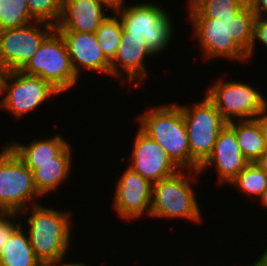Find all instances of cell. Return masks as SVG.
I'll list each match as a JSON object with an SVG mask.
<instances>
[{
	"mask_svg": "<svg viewBox=\"0 0 267 266\" xmlns=\"http://www.w3.org/2000/svg\"><path fill=\"white\" fill-rule=\"evenodd\" d=\"M192 23V37L198 41L202 59L217 58L248 62L253 43L255 15L249 2L235 17L188 18Z\"/></svg>",
	"mask_w": 267,
	"mask_h": 266,
	"instance_id": "cell-1",
	"label": "cell"
},
{
	"mask_svg": "<svg viewBox=\"0 0 267 266\" xmlns=\"http://www.w3.org/2000/svg\"><path fill=\"white\" fill-rule=\"evenodd\" d=\"M71 214L70 210L49 208L41 202L20 213L22 219L26 217V231L30 244L42 264L67 257L69 248L73 246Z\"/></svg>",
	"mask_w": 267,
	"mask_h": 266,
	"instance_id": "cell-2",
	"label": "cell"
},
{
	"mask_svg": "<svg viewBox=\"0 0 267 266\" xmlns=\"http://www.w3.org/2000/svg\"><path fill=\"white\" fill-rule=\"evenodd\" d=\"M139 128L165 149L181 170H191V152L181 108L176 103L153 106L135 117Z\"/></svg>",
	"mask_w": 267,
	"mask_h": 266,
	"instance_id": "cell-3",
	"label": "cell"
},
{
	"mask_svg": "<svg viewBox=\"0 0 267 266\" xmlns=\"http://www.w3.org/2000/svg\"><path fill=\"white\" fill-rule=\"evenodd\" d=\"M199 175L198 171L180 170L177 174L154 183L150 218H180L197 224L204 221V212H201L193 187V182L198 180Z\"/></svg>",
	"mask_w": 267,
	"mask_h": 266,
	"instance_id": "cell-4",
	"label": "cell"
},
{
	"mask_svg": "<svg viewBox=\"0 0 267 266\" xmlns=\"http://www.w3.org/2000/svg\"><path fill=\"white\" fill-rule=\"evenodd\" d=\"M127 5L123 3L115 11L121 20L122 29L128 35L144 37L146 47L154 56L162 54L172 43L176 32L166 8L148 0Z\"/></svg>",
	"mask_w": 267,
	"mask_h": 266,
	"instance_id": "cell-5",
	"label": "cell"
},
{
	"mask_svg": "<svg viewBox=\"0 0 267 266\" xmlns=\"http://www.w3.org/2000/svg\"><path fill=\"white\" fill-rule=\"evenodd\" d=\"M41 197L32 170L4 144L0 149V212L21 213Z\"/></svg>",
	"mask_w": 267,
	"mask_h": 266,
	"instance_id": "cell-6",
	"label": "cell"
},
{
	"mask_svg": "<svg viewBox=\"0 0 267 266\" xmlns=\"http://www.w3.org/2000/svg\"><path fill=\"white\" fill-rule=\"evenodd\" d=\"M177 105L182 110L186 124L191 152V170L198 171L211 155L219 132L227 122L206 95L200 102Z\"/></svg>",
	"mask_w": 267,
	"mask_h": 266,
	"instance_id": "cell-7",
	"label": "cell"
},
{
	"mask_svg": "<svg viewBox=\"0 0 267 266\" xmlns=\"http://www.w3.org/2000/svg\"><path fill=\"white\" fill-rule=\"evenodd\" d=\"M209 86L205 95L227 123L256 119L267 108V97L249 82L223 80L222 76Z\"/></svg>",
	"mask_w": 267,
	"mask_h": 266,
	"instance_id": "cell-8",
	"label": "cell"
},
{
	"mask_svg": "<svg viewBox=\"0 0 267 266\" xmlns=\"http://www.w3.org/2000/svg\"><path fill=\"white\" fill-rule=\"evenodd\" d=\"M20 71L41 77L61 94L77 86L80 79L76 76L66 43L56 29Z\"/></svg>",
	"mask_w": 267,
	"mask_h": 266,
	"instance_id": "cell-9",
	"label": "cell"
},
{
	"mask_svg": "<svg viewBox=\"0 0 267 266\" xmlns=\"http://www.w3.org/2000/svg\"><path fill=\"white\" fill-rule=\"evenodd\" d=\"M60 94L39 76L28 75L20 70L10 71L5 73L3 79L0 108L19 120L39 109L49 98Z\"/></svg>",
	"mask_w": 267,
	"mask_h": 266,
	"instance_id": "cell-10",
	"label": "cell"
},
{
	"mask_svg": "<svg viewBox=\"0 0 267 266\" xmlns=\"http://www.w3.org/2000/svg\"><path fill=\"white\" fill-rule=\"evenodd\" d=\"M54 30L49 23L35 21L0 31V63L6 72L21 70Z\"/></svg>",
	"mask_w": 267,
	"mask_h": 266,
	"instance_id": "cell-11",
	"label": "cell"
},
{
	"mask_svg": "<svg viewBox=\"0 0 267 266\" xmlns=\"http://www.w3.org/2000/svg\"><path fill=\"white\" fill-rule=\"evenodd\" d=\"M124 170L115 183L112 209L123 221L150 217L153 184L128 166Z\"/></svg>",
	"mask_w": 267,
	"mask_h": 266,
	"instance_id": "cell-12",
	"label": "cell"
},
{
	"mask_svg": "<svg viewBox=\"0 0 267 266\" xmlns=\"http://www.w3.org/2000/svg\"><path fill=\"white\" fill-rule=\"evenodd\" d=\"M137 130L127 166L152 184L177 174L181 169L166 154L165 149L139 127Z\"/></svg>",
	"mask_w": 267,
	"mask_h": 266,
	"instance_id": "cell-13",
	"label": "cell"
},
{
	"mask_svg": "<svg viewBox=\"0 0 267 266\" xmlns=\"http://www.w3.org/2000/svg\"><path fill=\"white\" fill-rule=\"evenodd\" d=\"M152 56L155 57L146 47L144 37L128 35L122 29L117 54L110 62V77L118 79L123 83L121 85L129 83L128 86L133 84L137 88V85L145 83V78L153 75L149 74L146 66V59Z\"/></svg>",
	"mask_w": 267,
	"mask_h": 266,
	"instance_id": "cell-14",
	"label": "cell"
},
{
	"mask_svg": "<svg viewBox=\"0 0 267 266\" xmlns=\"http://www.w3.org/2000/svg\"><path fill=\"white\" fill-rule=\"evenodd\" d=\"M248 163L241 152L235 132L226 124L219 132L211 155L199 167L198 172L204 174L203 172L214 167L218 174L217 184L222 187L229 185Z\"/></svg>",
	"mask_w": 267,
	"mask_h": 266,
	"instance_id": "cell-15",
	"label": "cell"
},
{
	"mask_svg": "<svg viewBox=\"0 0 267 266\" xmlns=\"http://www.w3.org/2000/svg\"><path fill=\"white\" fill-rule=\"evenodd\" d=\"M59 33L66 43L71 63L78 78L83 71L110 76V61L99 47L95 33Z\"/></svg>",
	"mask_w": 267,
	"mask_h": 266,
	"instance_id": "cell-16",
	"label": "cell"
},
{
	"mask_svg": "<svg viewBox=\"0 0 267 266\" xmlns=\"http://www.w3.org/2000/svg\"><path fill=\"white\" fill-rule=\"evenodd\" d=\"M107 8L95 0H63L58 32L95 33L107 18Z\"/></svg>",
	"mask_w": 267,
	"mask_h": 266,
	"instance_id": "cell-17",
	"label": "cell"
},
{
	"mask_svg": "<svg viewBox=\"0 0 267 266\" xmlns=\"http://www.w3.org/2000/svg\"><path fill=\"white\" fill-rule=\"evenodd\" d=\"M73 150L68 144L57 156L56 162L25 163L33 172L34 184L43 196L57 192L62 183L69 180L73 165ZM61 184V185H60Z\"/></svg>",
	"mask_w": 267,
	"mask_h": 266,
	"instance_id": "cell-18",
	"label": "cell"
},
{
	"mask_svg": "<svg viewBox=\"0 0 267 266\" xmlns=\"http://www.w3.org/2000/svg\"><path fill=\"white\" fill-rule=\"evenodd\" d=\"M24 163L56 162V156L69 144L59 133L48 138H35L27 145L14 140L7 143Z\"/></svg>",
	"mask_w": 267,
	"mask_h": 266,
	"instance_id": "cell-19",
	"label": "cell"
},
{
	"mask_svg": "<svg viewBox=\"0 0 267 266\" xmlns=\"http://www.w3.org/2000/svg\"><path fill=\"white\" fill-rule=\"evenodd\" d=\"M22 224L11 234L0 254V266H42Z\"/></svg>",
	"mask_w": 267,
	"mask_h": 266,
	"instance_id": "cell-20",
	"label": "cell"
},
{
	"mask_svg": "<svg viewBox=\"0 0 267 266\" xmlns=\"http://www.w3.org/2000/svg\"><path fill=\"white\" fill-rule=\"evenodd\" d=\"M227 125L235 132L241 152L249 163L255 162L267 149L259 116L256 119L231 121Z\"/></svg>",
	"mask_w": 267,
	"mask_h": 266,
	"instance_id": "cell-21",
	"label": "cell"
},
{
	"mask_svg": "<svg viewBox=\"0 0 267 266\" xmlns=\"http://www.w3.org/2000/svg\"><path fill=\"white\" fill-rule=\"evenodd\" d=\"M248 0H187L188 18L235 17Z\"/></svg>",
	"mask_w": 267,
	"mask_h": 266,
	"instance_id": "cell-22",
	"label": "cell"
},
{
	"mask_svg": "<svg viewBox=\"0 0 267 266\" xmlns=\"http://www.w3.org/2000/svg\"><path fill=\"white\" fill-rule=\"evenodd\" d=\"M240 194L259 199L267 187V174L256 164L248 163L247 166L229 183Z\"/></svg>",
	"mask_w": 267,
	"mask_h": 266,
	"instance_id": "cell-23",
	"label": "cell"
},
{
	"mask_svg": "<svg viewBox=\"0 0 267 266\" xmlns=\"http://www.w3.org/2000/svg\"><path fill=\"white\" fill-rule=\"evenodd\" d=\"M110 14H108L107 18L101 23L95 34L99 47L105 57L111 62L117 54L121 42L123 26L115 12L113 14L110 12Z\"/></svg>",
	"mask_w": 267,
	"mask_h": 266,
	"instance_id": "cell-24",
	"label": "cell"
},
{
	"mask_svg": "<svg viewBox=\"0 0 267 266\" xmlns=\"http://www.w3.org/2000/svg\"><path fill=\"white\" fill-rule=\"evenodd\" d=\"M35 22L28 10L27 0H0V31Z\"/></svg>",
	"mask_w": 267,
	"mask_h": 266,
	"instance_id": "cell-25",
	"label": "cell"
},
{
	"mask_svg": "<svg viewBox=\"0 0 267 266\" xmlns=\"http://www.w3.org/2000/svg\"><path fill=\"white\" fill-rule=\"evenodd\" d=\"M28 10L35 21L56 26L62 15L63 0H27Z\"/></svg>",
	"mask_w": 267,
	"mask_h": 266,
	"instance_id": "cell-26",
	"label": "cell"
},
{
	"mask_svg": "<svg viewBox=\"0 0 267 266\" xmlns=\"http://www.w3.org/2000/svg\"><path fill=\"white\" fill-rule=\"evenodd\" d=\"M23 223L20 213L0 212V254L11 234Z\"/></svg>",
	"mask_w": 267,
	"mask_h": 266,
	"instance_id": "cell-27",
	"label": "cell"
},
{
	"mask_svg": "<svg viewBox=\"0 0 267 266\" xmlns=\"http://www.w3.org/2000/svg\"><path fill=\"white\" fill-rule=\"evenodd\" d=\"M257 42V43H256ZM258 43H261L267 48V17H255L254 20V32H253V43L250 48L249 54L247 55L249 63L250 59L255 54V48Z\"/></svg>",
	"mask_w": 267,
	"mask_h": 266,
	"instance_id": "cell-28",
	"label": "cell"
},
{
	"mask_svg": "<svg viewBox=\"0 0 267 266\" xmlns=\"http://www.w3.org/2000/svg\"><path fill=\"white\" fill-rule=\"evenodd\" d=\"M255 17H267V0H248Z\"/></svg>",
	"mask_w": 267,
	"mask_h": 266,
	"instance_id": "cell-29",
	"label": "cell"
},
{
	"mask_svg": "<svg viewBox=\"0 0 267 266\" xmlns=\"http://www.w3.org/2000/svg\"><path fill=\"white\" fill-rule=\"evenodd\" d=\"M114 13L125 1L124 0H95Z\"/></svg>",
	"mask_w": 267,
	"mask_h": 266,
	"instance_id": "cell-30",
	"label": "cell"
},
{
	"mask_svg": "<svg viewBox=\"0 0 267 266\" xmlns=\"http://www.w3.org/2000/svg\"><path fill=\"white\" fill-rule=\"evenodd\" d=\"M259 124L262 130L265 145L267 148V108L259 115Z\"/></svg>",
	"mask_w": 267,
	"mask_h": 266,
	"instance_id": "cell-31",
	"label": "cell"
},
{
	"mask_svg": "<svg viewBox=\"0 0 267 266\" xmlns=\"http://www.w3.org/2000/svg\"><path fill=\"white\" fill-rule=\"evenodd\" d=\"M66 259L63 260H59V261H54V262H49V263H45L42 266H88L86 263L84 264V262H68ZM66 262V263H65Z\"/></svg>",
	"mask_w": 267,
	"mask_h": 266,
	"instance_id": "cell-32",
	"label": "cell"
},
{
	"mask_svg": "<svg viewBox=\"0 0 267 266\" xmlns=\"http://www.w3.org/2000/svg\"><path fill=\"white\" fill-rule=\"evenodd\" d=\"M254 163H256L267 174V149Z\"/></svg>",
	"mask_w": 267,
	"mask_h": 266,
	"instance_id": "cell-33",
	"label": "cell"
},
{
	"mask_svg": "<svg viewBox=\"0 0 267 266\" xmlns=\"http://www.w3.org/2000/svg\"><path fill=\"white\" fill-rule=\"evenodd\" d=\"M267 248V247H266ZM265 248L262 255L254 261V266H267V249Z\"/></svg>",
	"mask_w": 267,
	"mask_h": 266,
	"instance_id": "cell-34",
	"label": "cell"
},
{
	"mask_svg": "<svg viewBox=\"0 0 267 266\" xmlns=\"http://www.w3.org/2000/svg\"><path fill=\"white\" fill-rule=\"evenodd\" d=\"M260 206L263 207V209H267V187L263 191L261 197L258 199Z\"/></svg>",
	"mask_w": 267,
	"mask_h": 266,
	"instance_id": "cell-35",
	"label": "cell"
},
{
	"mask_svg": "<svg viewBox=\"0 0 267 266\" xmlns=\"http://www.w3.org/2000/svg\"><path fill=\"white\" fill-rule=\"evenodd\" d=\"M6 70L3 65L0 63V97H2V87H3V79L5 76Z\"/></svg>",
	"mask_w": 267,
	"mask_h": 266,
	"instance_id": "cell-36",
	"label": "cell"
}]
</instances>
